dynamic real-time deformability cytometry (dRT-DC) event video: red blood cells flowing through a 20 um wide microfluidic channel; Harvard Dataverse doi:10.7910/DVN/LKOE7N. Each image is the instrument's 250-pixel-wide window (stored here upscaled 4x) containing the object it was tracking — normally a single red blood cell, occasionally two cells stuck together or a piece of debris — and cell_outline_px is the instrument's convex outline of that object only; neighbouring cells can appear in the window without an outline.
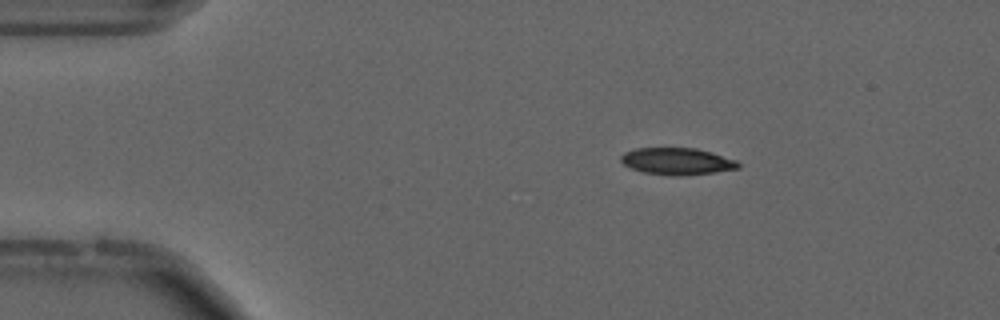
{"species": "common noctule bat (a hibernating species)", "species_latin": "Nyctalus noctula", "temperature_condition": "cold", "stored_images_in_passage": 55, "camera_frame_rate_fps": 3000, "um_per_image_px": 0.085, "animal": {"sex": "male", "forearm_length_mm": 52.5}, "frame": {"image": 1, "passage_image": 9, "time_ms": 2.667, "image_size_px": [1000, 320], "cell_outline_px": [[740, 168], [712, 172], [680, 176], [672, 176], [644, 172], [632, 168], [624, 164], [620, 160], [620, 156], [624, 152], [636, 148], [696, 148], [712, 152], [736, 160], [740, 164]], "centroid_in_image_um": [57.54, 13.7], "position_along_channel_um": 27.5, "area_um2": 18.32}, "authors_computed_cell_mechanics": {"area_um2": 18.496, "velocity_mm_per_s": 3.703, "shape_relaxation_time_tau1_ms": 10.399, "shape_relaxation_time_tau2_ms": 3.7102, "deformation_change_tau1": 0.2122, "deformation_change_tau2": 0.1192}}